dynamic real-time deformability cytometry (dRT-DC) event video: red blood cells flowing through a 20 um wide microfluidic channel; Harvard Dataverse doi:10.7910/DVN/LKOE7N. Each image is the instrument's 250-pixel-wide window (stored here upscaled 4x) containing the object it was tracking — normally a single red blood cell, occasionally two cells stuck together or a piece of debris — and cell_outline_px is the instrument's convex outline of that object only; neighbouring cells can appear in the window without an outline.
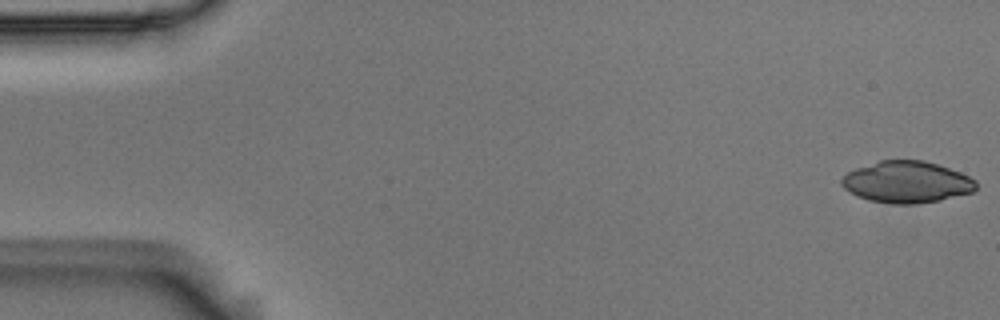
{"species": "Egyptian fruit bat (a non-hibernating species)", "species_latin": "Rousettus aegyptiacus", "temperature_condition": "room temperature", "stored_images_in_passage": 54, "camera_frame_rate_fps": 3000, "um_per_image_px": 0.085, "animal": {"sex": "male"}, "frame": {"image": 1, "passage_image": 1, "time_ms": 0.0, "image_size_px": [1000, 320], "cell_outline_px": [[976, 188], [972, 192], [940, 200], [916, 204], [892, 204], [868, 200], [856, 196], [848, 192], [840, 184], [840, 180], [848, 172], [856, 168], [880, 160], [924, 160], [960, 172], [976, 180]], "centroid_in_image_um": [77.04, 15.48], "position_along_channel_um": 8.0, "area_um2": 32.66}}